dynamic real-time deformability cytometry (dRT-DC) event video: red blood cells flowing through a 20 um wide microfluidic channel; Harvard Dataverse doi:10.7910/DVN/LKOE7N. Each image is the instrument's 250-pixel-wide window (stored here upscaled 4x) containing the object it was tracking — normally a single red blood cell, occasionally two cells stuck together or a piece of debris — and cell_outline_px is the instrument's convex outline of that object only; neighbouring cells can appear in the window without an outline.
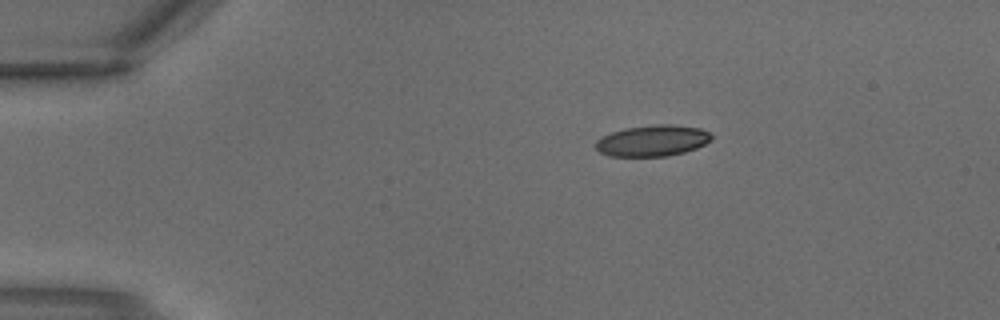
{"species": "common noctule bat (a hibernating species)", "species_latin": "Nyctalus noctula", "temperature_condition": "warm", "stored_images_in_passage": 2, "camera_frame_rate_fps": 3000, "um_per_image_px": 0.085, "animal": {"sex": "male", "body_mass_g": 18.8}, "frame": {"image": 1, "passage_image": 1, "time_ms": 0.0, "image_size_px": [1000, 320], "cell_outline_px": [[712, 140], [696, 148], [684, 152], [664, 156], [608, 156], [600, 152], [596, 148], [596, 140], [612, 132], [624, 128], [656, 124], [672, 124], [700, 128], [708, 132], [712, 136]], "centroid_in_image_um": [55.47, 11.95], "position_along_channel_um": 29.5, "area_um2": 20.92}}